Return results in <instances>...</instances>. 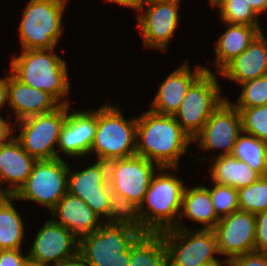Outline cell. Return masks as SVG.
Instances as JSON below:
<instances>
[{"instance_id":"cell-5","label":"cell","mask_w":267,"mask_h":266,"mask_svg":"<svg viewBox=\"0 0 267 266\" xmlns=\"http://www.w3.org/2000/svg\"><path fill=\"white\" fill-rule=\"evenodd\" d=\"M118 105L105 102L97 109V128L91 146L96 160L111 161L136 155L137 117L125 118Z\"/></svg>"},{"instance_id":"cell-19","label":"cell","mask_w":267,"mask_h":266,"mask_svg":"<svg viewBox=\"0 0 267 266\" xmlns=\"http://www.w3.org/2000/svg\"><path fill=\"white\" fill-rule=\"evenodd\" d=\"M50 213L55 223L68 229L78 240L100 229L105 222L85 201L68 192Z\"/></svg>"},{"instance_id":"cell-35","label":"cell","mask_w":267,"mask_h":266,"mask_svg":"<svg viewBox=\"0 0 267 266\" xmlns=\"http://www.w3.org/2000/svg\"><path fill=\"white\" fill-rule=\"evenodd\" d=\"M255 252L267 253V210L255 214Z\"/></svg>"},{"instance_id":"cell-25","label":"cell","mask_w":267,"mask_h":266,"mask_svg":"<svg viewBox=\"0 0 267 266\" xmlns=\"http://www.w3.org/2000/svg\"><path fill=\"white\" fill-rule=\"evenodd\" d=\"M210 181L232 186L239 190L256 182L261 176L250 168L247 163L240 161L232 155L210 158Z\"/></svg>"},{"instance_id":"cell-41","label":"cell","mask_w":267,"mask_h":266,"mask_svg":"<svg viewBox=\"0 0 267 266\" xmlns=\"http://www.w3.org/2000/svg\"><path fill=\"white\" fill-rule=\"evenodd\" d=\"M106 2L110 4H117L119 6H123L132 10H135L136 12L139 11V8L142 4V0H105Z\"/></svg>"},{"instance_id":"cell-29","label":"cell","mask_w":267,"mask_h":266,"mask_svg":"<svg viewBox=\"0 0 267 266\" xmlns=\"http://www.w3.org/2000/svg\"><path fill=\"white\" fill-rule=\"evenodd\" d=\"M108 204L109 223L125 224L143 233V220L140 214V206L136 202L130 201L123 195L110 190Z\"/></svg>"},{"instance_id":"cell-32","label":"cell","mask_w":267,"mask_h":266,"mask_svg":"<svg viewBox=\"0 0 267 266\" xmlns=\"http://www.w3.org/2000/svg\"><path fill=\"white\" fill-rule=\"evenodd\" d=\"M238 99L231 102L236 108H251L267 105V75L240 84Z\"/></svg>"},{"instance_id":"cell-34","label":"cell","mask_w":267,"mask_h":266,"mask_svg":"<svg viewBox=\"0 0 267 266\" xmlns=\"http://www.w3.org/2000/svg\"><path fill=\"white\" fill-rule=\"evenodd\" d=\"M212 187H206L218 218L221 219L239 210L238 190L232 186H223L212 182Z\"/></svg>"},{"instance_id":"cell-38","label":"cell","mask_w":267,"mask_h":266,"mask_svg":"<svg viewBox=\"0 0 267 266\" xmlns=\"http://www.w3.org/2000/svg\"><path fill=\"white\" fill-rule=\"evenodd\" d=\"M9 114H7L6 119L0 116V145L9 142L15 135V124H12L9 120ZM12 124V125H11Z\"/></svg>"},{"instance_id":"cell-4","label":"cell","mask_w":267,"mask_h":266,"mask_svg":"<svg viewBox=\"0 0 267 266\" xmlns=\"http://www.w3.org/2000/svg\"><path fill=\"white\" fill-rule=\"evenodd\" d=\"M68 2L69 0L28 1L18 25L21 50L58 47L64 34L63 17Z\"/></svg>"},{"instance_id":"cell-36","label":"cell","mask_w":267,"mask_h":266,"mask_svg":"<svg viewBox=\"0 0 267 266\" xmlns=\"http://www.w3.org/2000/svg\"><path fill=\"white\" fill-rule=\"evenodd\" d=\"M227 266H267V253L251 252L226 261Z\"/></svg>"},{"instance_id":"cell-42","label":"cell","mask_w":267,"mask_h":266,"mask_svg":"<svg viewBox=\"0 0 267 266\" xmlns=\"http://www.w3.org/2000/svg\"><path fill=\"white\" fill-rule=\"evenodd\" d=\"M255 14L260 17L261 14L267 12V0H245Z\"/></svg>"},{"instance_id":"cell-30","label":"cell","mask_w":267,"mask_h":266,"mask_svg":"<svg viewBox=\"0 0 267 266\" xmlns=\"http://www.w3.org/2000/svg\"><path fill=\"white\" fill-rule=\"evenodd\" d=\"M209 3L218 8L221 23L261 26L258 16L245 0H210Z\"/></svg>"},{"instance_id":"cell-15","label":"cell","mask_w":267,"mask_h":266,"mask_svg":"<svg viewBox=\"0 0 267 266\" xmlns=\"http://www.w3.org/2000/svg\"><path fill=\"white\" fill-rule=\"evenodd\" d=\"M29 247V261L53 266L78 256L79 240L62 225L51 218L38 229Z\"/></svg>"},{"instance_id":"cell-46","label":"cell","mask_w":267,"mask_h":266,"mask_svg":"<svg viewBox=\"0 0 267 266\" xmlns=\"http://www.w3.org/2000/svg\"><path fill=\"white\" fill-rule=\"evenodd\" d=\"M167 1L177 2L181 4V0H167Z\"/></svg>"},{"instance_id":"cell-39","label":"cell","mask_w":267,"mask_h":266,"mask_svg":"<svg viewBox=\"0 0 267 266\" xmlns=\"http://www.w3.org/2000/svg\"><path fill=\"white\" fill-rule=\"evenodd\" d=\"M5 105L9 108L8 74L0 78V111ZM0 116H2L1 112Z\"/></svg>"},{"instance_id":"cell-7","label":"cell","mask_w":267,"mask_h":266,"mask_svg":"<svg viewBox=\"0 0 267 266\" xmlns=\"http://www.w3.org/2000/svg\"><path fill=\"white\" fill-rule=\"evenodd\" d=\"M67 118V105H60L57 109L31 116L14 122V137L23 149L36 160L57 158L59 136ZM56 147V148H55Z\"/></svg>"},{"instance_id":"cell-14","label":"cell","mask_w":267,"mask_h":266,"mask_svg":"<svg viewBox=\"0 0 267 266\" xmlns=\"http://www.w3.org/2000/svg\"><path fill=\"white\" fill-rule=\"evenodd\" d=\"M68 193L81 198L105 222H108V183L107 162L95 160L83 170H68Z\"/></svg>"},{"instance_id":"cell-33","label":"cell","mask_w":267,"mask_h":266,"mask_svg":"<svg viewBox=\"0 0 267 266\" xmlns=\"http://www.w3.org/2000/svg\"><path fill=\"white\" fill-rule=\"evenodd\" d=\"M236 109L241 116L243 132L267 142V105Z\"/></svg>"},{"instance_id":"cell-3","label":"cell","mask_w":267,"mask_h":266,"mask_svg":"<svg viewBox=\"0 0 267 266\" xmlns=\"http://www.w3.org/2000/svg\"><path fill=\"white\" fill-rule=\"evenodd\" d=\"M179 170L160 167L152 176L144 200L140 204L143 234L161 233L177 226L186 187L184 181L174 173Z\"/></svg>"},{"instance_id":"cell-18","label":"cell","mask_w":267,"mask_h":266,"mask_svg":"<svg viewBox=\"0 0 267 266\" xmlns=\"http://www.w3.org/2000/svg\"><path fill=\"white\" fill-rule=\"evenodd\" d=\"M185 61L159 84L156 95L150 103V111L161 115L174 116L191 84L205 71L206 66L200 64L193 69Z\"/></svg>"},{"instance_id":"cell-23","label":"cell","mask_w":267,"mask_h":266,"mask_svg":"<svg viewBox=\"0 0 267 266\" xmlns=\"http://www.w3.org/2000/svg\"><path fill=\"white\" fill-rule=\"evenodd\" d=\"M183 217L202 225L195 229L213 230L218 224L220 219L215 213L209 190L205 185L196 184L192 187H185L179 221L175 228L188 229L183 224Z\"/></svg>"},{"instance_id":"cell-43","label":"cell","mask_w":267,"mask_h":266,"mask_svg":"<svg viewBox=\"0 0 267 266\" xmlns=\"http://www.w3.org/2000/svg\"><path fill=\"white\" fill-rule=\"evenodd\" d=\"M53 266H85V265L82 262L81 258L79 256H77L73 259H70V260H67L64 262H59Z\"/></svg>"},{"instance_id":"cell-44","label":"cell","mask_w":267,"mask_h":266,"mask_svg":"<svg viewBox=\"0 0 267 266\" xmlns=\"http://www.w3.org/2000/svg\"><path fill=\"white\" fill-rule=\"evenodd\" d=\"M227 266V262H226V260H224L223 262H222V260H221V262H210V263H205V264H202V265H199V266Z\"/></svg>"},{"instance_id":"cell-1","label":"cell","mask_w":267,"mask_h":266,"mask_svg":"<svg viewBox=\"0 0 267 266\" xmlns=\"http://www.w3.org/2000/svg\"><path fill=\"white\" fill-rule=\"evenodd\" d=\"M191 143V137L174 116L147 110L137 117L136 155L159 167L179 168L180 158L186 155Z\"/></svg>"},{"instance_id":"cell-28","label":"cell","mask_w":267,"mask_h":266,"mask_svg":"<svg viewBox=\"0 0 267 266\" xmlns=\"http://www.w3.org/2000/svg\"><path fill=\"white\" fill-rule=\"evenodd\" d=\"M231 155L247 163L260 176H267V142L242 132Z\"/></svg>"},{"instance_id":"cell-2","label":"cell","mask_w":267,"mask_h":266,"mask_svg":"<svg viewBox=\"0 0 267 266\" xmlns=\"http://www.w3.org/2000/svg\"><path fill=\"white\" fill-rule=\"evenodd\" d=\"M52 49L20 50L11 56L10 73L22 83L52 95L61 105H71L67 62Z\"/></svg>"},{"instance_id":"cell-10","label":"cell","mask_w":267,"mask_h":266,"mask_svg":"<svg viewBox=\"0 0 267 266\" xmlns=\"http://www.w3.org/2000/svg\"><path fill=\"white\" fill-rule=\"evenodd\" d=\"M142 234L125 224L104 222L79 240L78 256L82 261L130 260V247Z\"/></svg>"},{"instance_id":"cell-37","label":"cell","mask_w":267,"mask_h":266,"mask_svg":"<svg viewBox=\"0 0 267 266\" xmlns=\"http://www.w3.org/2000/svg\"><path fill=\"white\" fill-rule=\"evenodd\" d=\"M21 249L0 250V266H26L29 262L28 254Z\"/></svg>"},{"instance_id":"cell-9","label":"cell","mask_w":267,"mask_h":266,"mask_svg":"<svg viewBox=\"0 0 267 266\" xmlns=\"http://www.w3.org/2000/svg\"><path fill=\"white\" fill-rule=\"evenodd\" d=\"M68 170L69 165L62 158L37 160L14 197L18 201L41 204L50 212L68 192Z\"/></svg>"},{"instance_id":"cell-6","label":"cell","mask_w":267,"mask_h":266,"mask_svg":"<svg viewBox=\"0 0 267 266\" xmlns=\"http://www.w3.org/2000/svg\"><path fill=\"white\" fill-rule=\"evenodd\" d=\"M215 72L205 67V71L191 84L174 115L180 127L193 138L202 130L206 121L227 98Z\"/></svg>"},{"instance_id":"cell-11","label":"cell","mask_w":267,"mask_h":266,"mask_svg":"<svg viewBox=\"0 0 267 266\" xmlns=\"http://www.w3.org/2000/svg\"><path fill=\"white\" fill-rule=\"evenodd\" d=\"M179 6L180 3L167 0H142L136 20L144 47L167 50L180 23Z\"/></svg>"},{"instance_id":"cell-27","label":"cell","mask_w":267,"mask_h":266,"mask_svg":"<svg viewBox=\"0 0 267 266\" xmlns=\"http://www.w3.org/2000/svg\"><path fill=\"white\" fill-rule=\"evenodd\" d=\"M129 266H168L161 233L142 234L130 247Z\"/></svg>"},{"instance_id":"cell-31","label":"cell","mask_w":267,"mask_h":266,"mask_svg":"<svg viewBox=\"0 0 267 266\" xmlns=\"http://www.w3.org/2000/svg\"><path fill=\"white\" fill-rule=\"evenodd\" d=\"M239 210L257 214L267 210V176L238 190Z\"/></svg>"},{"instance_id":"cell-8","label":"cell","mask_w":267,"mask_h":266,"mask_svg":"<svg viewBox=\"0 0 267 266\" xmlns=\"http://www.w3.org/2000/svg\"><path fill=\"white\" fill-rule=\"evenodd\" d=\"M173 228L161 232L168 266H199L220 262L214 230Z\"/></svg>"},{"instance_id":"cell-21","label":"cell","mask_w":267,"mask_h":266,"mask_svg":"<svg viewBox=\"0 0 267 266\" xmlns=\"http://www.w3.org/2000/svg\"><path fill=\"white\" fill-rule=\"evenodd\" d=\"M216 74L238 85L267 75V37L264 32L261 31L245 51Z\"/></svg>"},{"instance_id":"cell-22","label":"cell","mask_w":267,"mask_h":266,"mask_svg":"<svg viewBox=\"0 0 267 266\" xmlns=\"http://www.w3.org/2000/svg\"><path fill=\"white\" fill-rule=\"evenodd\" d=\"M9 107L15 121L51 112L61 104L48 92L26 85L8 73Z\"/></svg>"},{"instance_id":"cell-45","label":"cell","mask_w":267,"mask_h":266,"mask_svg":"<svg viewBox=\"0 0 267 266\" xmlns=\"http://www.w3.org/2000/svg\"><path fill=\"white\" fill-rule=\"evenodd\" d=\"M26 266H48V265H44V264H38V263H34V262H31L29 261Z\"/></svg>"},{"instance_id":"cell-17","label":"cell","mask_w":267,"mask_h":266,"mask_svg":"<svg viewBox=\"0 0 267 266\" xmlns=\"http://www.w3.org/2000/svg\"><path fill=\"white\" fill-rule=\"evenodd\" d=\"M71 110L70 105H67V118L62 127L57 146V158L60 159L62 153L66 157H77L76 159L90 155L96 134L97 109L89 111L73 110L72 112Z\"/></svg>"},{"instance_id":"cell-13","label":"cell","mask_w":267,"mask_h":266,"mask_svg":"<svg viewBox=\"0 0 267 266\" xmlns=\"http://www.w3.org/2000/svg\"><path fill=\"white\" fill-rule=\"evenodd\" d=\"M107 168L110 189L140 206L152 176L160 167L142 156L133 155L108 161Z\"/></svg>"},{"instance_id":"cell-12","label":"cell","mask_w":267,"mask_h":266,"mask_svg":"<svg viewBox=\"0 0 267 266\" xmlns=\"http://www.w3.org/2000/svg\"><path fill=\"white\" fill-rule=\"evenodd\" d=\"M242 132L240 113L227 97L193 138L192 144L197 143L198 151L220 149L219 154L213 155L212 158L231 155L235 142Z\"/></svg>"},{"instance_id":"cell-24","label":"cell","mask_w":267,"mask_h":266,"mask_svg":"<svg viewBox=\"0 0 267 266\" xmlns=\"http://www.w3.org/2000/svg\"><path fill=\"white\" fill-rule=\"evenodd\" d=\"M222 35L219 36L214 47L215 59L213 65L219 73L231 60L245 51L255 37L265 29L260 26L246 24H228Z\"/></svg>"},{"instance_id":"cell-26","label":"cell","mask_w":267,"mask_h":266,"mask_svg":"<svg viewBox=\"0 0 267 266\" xmlns=\"http://www.w3.org/2000/svg\"><path fill=\"white\" fill-rule=\"evenodd\" d=\"M15 201L18 202L14 195H0V250L22 249L25 241V222Z\"/></svg>"},{"instance_id":"cell-20","label":"cell","mask_w":267,"mask_h":266,"mask_svg":"<svg viewBox=\"0 0 267 266\" xmlns=\"http://www.w3.org/2000/svg\"><path fill=\"white\" fill-rule=\"evenodd\" d=\"M36 161L15 137L0 145V195H14L26 182Z\"/></svg>"},{"instance_id":"cell-16","label":"cell","mask_w":267,"mask_h":266,"mask_svg":"<svg viewBox=\"0 0 267 266\" xmlns=\"http://www.w3.org/2000/svg\"><path fill=\"white\" fill-rule=\"evenodd\" d=\"M213 230L219 255L226 261L255 251V214L237 210L221 218Z\"/></svg>"},{"instance_id":"cell-40","label":"cell","mask_w":267,"mask_h":266,"mask_svg":"<svg viewBox=\"0 0 267 266\" xmlns=\"http://www.w3.org/2000/svg\"><path fill=\"white\" fill-rule=\"evenodd\" d=\"M85 266H129L130 260L82 261Z\"/></svg>"}]
</instances>
